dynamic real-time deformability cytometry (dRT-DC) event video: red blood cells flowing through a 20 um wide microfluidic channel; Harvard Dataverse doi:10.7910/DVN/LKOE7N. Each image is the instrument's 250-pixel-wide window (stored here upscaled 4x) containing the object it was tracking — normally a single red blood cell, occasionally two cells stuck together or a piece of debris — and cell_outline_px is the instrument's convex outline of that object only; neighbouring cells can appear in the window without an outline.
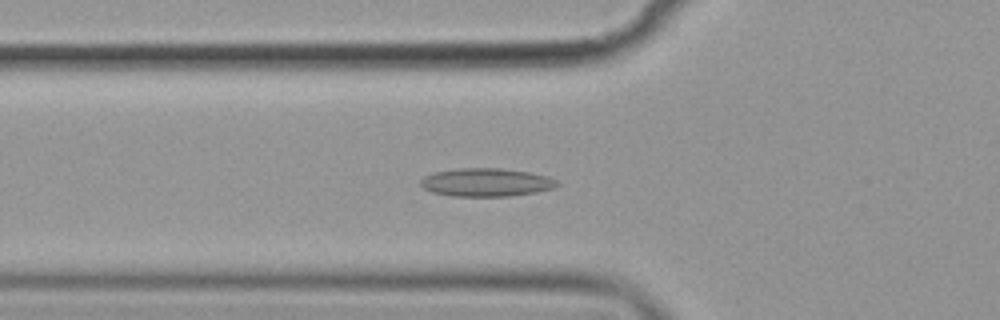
{"species": "common noctule bat (a hibernating species)", "species_latin": "Nyctalus noctula", "temperature_condition": "cold", "stored_images_in_passage": 47, "camera_frame_rate_fps": 3000, "um_per_image_px": 0.085, "animal": {"sex": "female", "body_mass_g": 19.9}, "frame": {"image": 1, "passage_image": 10, "time_ms": 3.0, "image_size_px": [1000, 320], "cell_outline_px": [[560, 184], [556, 188], [536, 192], [508, 196], [452, 196], [432, 192], [424, 188], [420, 184], [420, 180], [424, 176], [436, 172], [460, 168], [500, 168], [528, 172], [548, 176], [556, 180]], "centroid_in_image_um": [41.35, 15.5], "position_along_channel_um": 84.4, "area_um2": 22.43}}
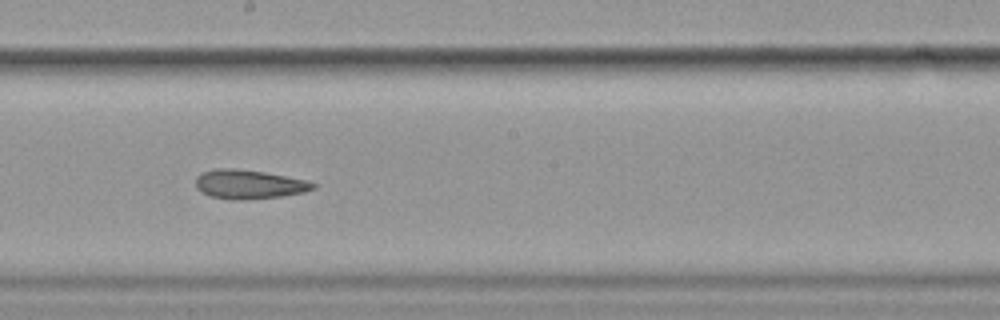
{"frame": {"image": 2, "passage_image": 22, "time_ms": 7.0, "image_size_px": [1000, 320], "cell_outline_px": [[316, 188], [304, 192], [284, 196], [240, 200], [232, 200], [212, 196], [200, 192], [196, 188], [196, 176], [200, 172], [216, 168], [232, 168], [264, 172], [308, 180], [316, 184]], "centroid_in_image_um": [21.15, 15.66], "position_along_channel_um": 227.0, "area_um2": 20.06}}
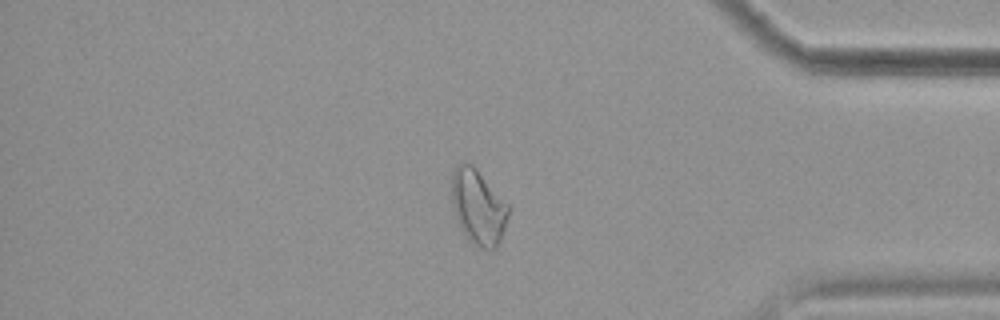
{"frame": {"image": 3, "passage_image": 38, "time_ms": 12.333, "image_size_px": [1000, 320], "cell_outline_px": [[508, 216], [500, 240], [496, 248], [480, 248], [472, 244], [464, 236], [452, 208], [452, 172], [456, 164], [468, 160], [476, 168], [508, 204]], "centroid_in_image_um": [40.61, 17.57], "position_along_channel_um": 394.6, "area_um2": 24.85}, "authors_computed_cell_mechanics": {"area_um2": 21.4438, "velocity_mm_per_s": 3.5613, "shape_relaxation_time_tau1_ms": null, "shape_relaxation_time_tau2_ms": 5.4441, "deformation_change_tau1": null, "deformation_change_tau2": 0.13}}